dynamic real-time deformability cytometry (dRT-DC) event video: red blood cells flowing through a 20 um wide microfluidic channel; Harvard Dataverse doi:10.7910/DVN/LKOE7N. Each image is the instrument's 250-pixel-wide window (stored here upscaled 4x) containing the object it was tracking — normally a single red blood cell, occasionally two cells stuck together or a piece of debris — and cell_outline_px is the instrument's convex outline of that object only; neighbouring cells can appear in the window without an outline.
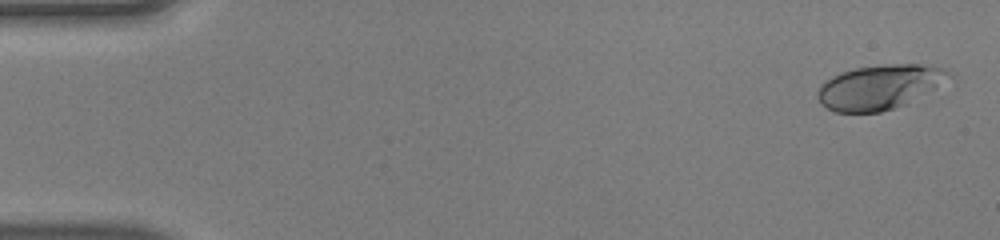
{"species": "human", "species_latin": "Homo sapiens", "temperature_condition": "warm", "stored_images_in_passage": 50, "camera_frame_rate_fps": 3000, "um_per_image_px": 0.085, "donor": {"sex": "male"}, "frame": {"image": 1, "passage_image": 2, "time_ms": 0.333, "image_size_px": [1000, 240], "cell_outline_px": [[956, 80], [904, 104], [880, 112], [836, 112], [820, 104], [816, 96], [816, 92], [820, 84], [824, 80], [832, 76], [856, 68], [884, 64], [920, 64], [940, 68], [952, 72], [956, 76]], "centroid_in_image_um": [74.84, 7.39], "position_along_channel_um": 10.2, "area_um2": 34.62}}
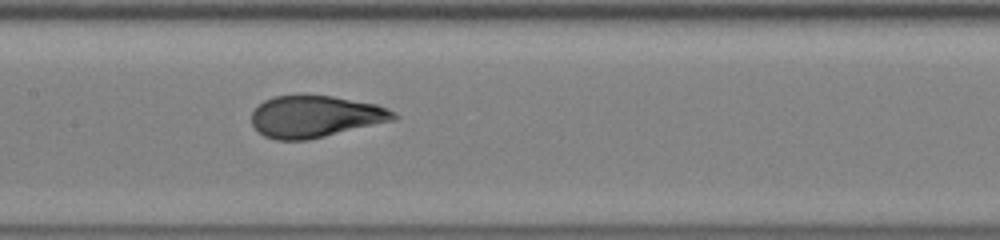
{"frame": {"image": 2, "passage_image": 25, "time_ms": 8.0, "image_size_px": [1000, 240], "cell_outline_px": [[400, 116], [396, 120], [308, 140], [276, 140], [264, 136], [252, 124], [252, 112], [264, 100], [272, 96], [332, 96], [376, 104], [388, 108], [396, 112]], "centroid_in_image_um": [26.84, 9.91], "position_along_channel_um": 180.6, "area_um2": 34.56}}
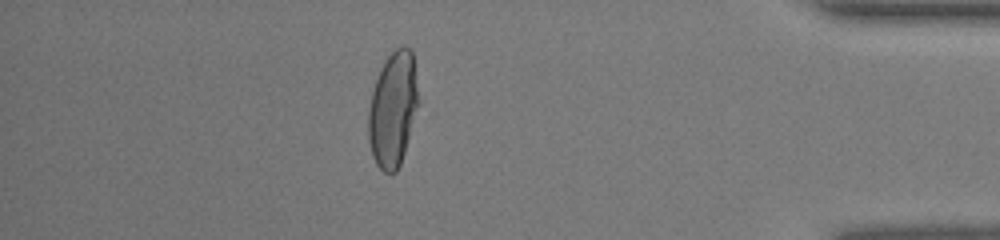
{"frame": {"image": 3, "passage_image": 44, "time_ms": 14.333, "image_size_px": [1000, 240], "cell_outline_px": [[420, 104], [400, 164], [396, 172], [384, 172], [376, 164], [372, 156], [368, 140], [368, 112], [372, 92], [380, 68], [384, 60], [400, 44], [408, 48], [412, 52], [420, 100]], "centroid_in_image_um": [33.41, 9.27], "position_along_channel_um": 401.8, "area_um2": 33.81}, "authors_computed_cell_mechanics": {"area_um2": 34.6222, "velocity_mm_per_s": 4.1171, "shape_relaxation_time_tau1_ms": 5.6372, "shape_relaxation_time_tau2_ms": null, "deformation_change_tau1": 0.2518, "deformation_change_tau2": null}}